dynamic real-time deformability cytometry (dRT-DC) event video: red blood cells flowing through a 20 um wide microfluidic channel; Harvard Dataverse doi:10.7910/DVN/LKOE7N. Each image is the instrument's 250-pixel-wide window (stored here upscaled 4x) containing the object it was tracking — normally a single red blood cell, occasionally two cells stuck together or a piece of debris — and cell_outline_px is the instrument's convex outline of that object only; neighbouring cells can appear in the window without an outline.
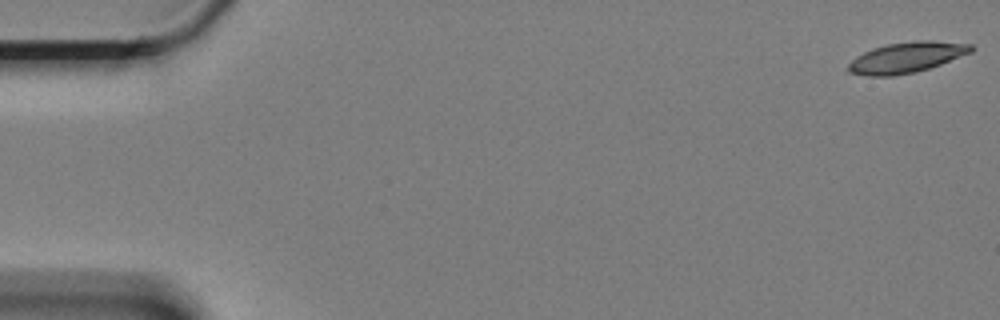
{"species": "Egyptian fruit bat (a non-hibernating species)", "species_latin": "Rousettus aegyptiacus", "temperature_condition": "cold", "stored_images_in_passage": 17, "camera_frame_rate_fps": 3000, "um_per_image_px": 0.085, "animal": {"sex": "female"}, "frame": {"image": 1, "passage_image": 1, "time_ms": 0.0, "image_size_px": [1000, 320], "cell_outline_px": [[976, 48], [972, 52], [940, 64], [916, 72], [892, 76], [868, 76], [848, 72], [844, 68], [856, 56], [872, 48], [888, 44], [912, 40], [932, 40], [972, 44]], "centroid_in_image_um": [77.05, 4.87], "position_along_channel_um": 8.0, "area_um2": 22.14}}
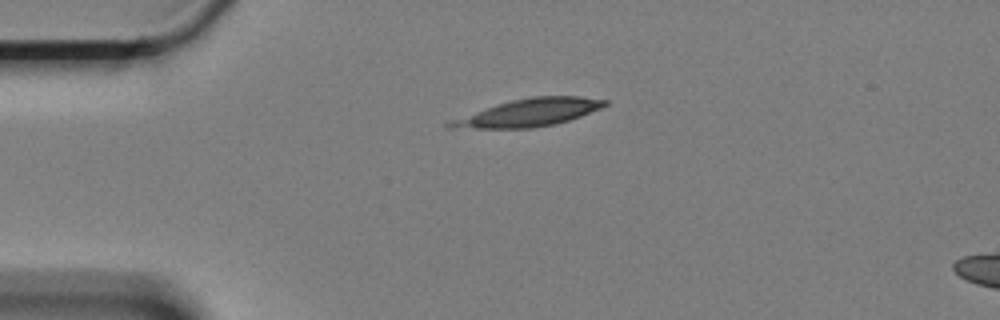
{"frame": {"image": 2, "passage_image": 14, "time_ms": 4.333, "image_size_px": [1000, 320], "cell_outline_px": [[608, 104], [600, 108], [580, 116], [556, 124], [532, 128], [448, 128], [444, 124], [452, 120], [496, 104], [512, 100], [532, 96], [580, 96], [608, 100]], "centroid_in_image_um": [44.97, 9.57], "position_along_channel_um": 40.0, "area_um2": 24.57}}